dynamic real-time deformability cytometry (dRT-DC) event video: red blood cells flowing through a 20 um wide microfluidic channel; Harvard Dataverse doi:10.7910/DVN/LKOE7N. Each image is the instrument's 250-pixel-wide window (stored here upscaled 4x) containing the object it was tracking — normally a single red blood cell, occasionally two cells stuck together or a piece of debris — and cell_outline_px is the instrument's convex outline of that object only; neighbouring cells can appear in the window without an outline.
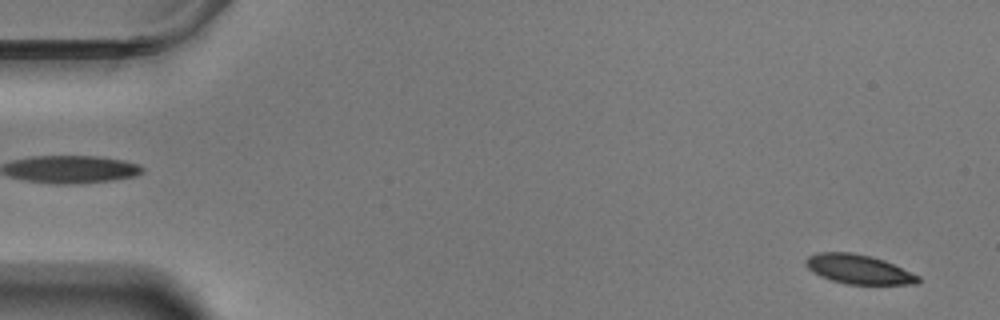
{"species": "Egyptian fruit bat (a non-hibernating species)", "species_latin": "Rousettus aegyptiacus", "temperature_condition": "warm", "stored_images_in_passage": 58, "camera_frame_rate_fps": 3000, "um_per_image_px": 0.085, "animal": {"sex": "male"}, "frame": {"image": 1, "passage_image": 3, "time_ms": 0.667, "image_size_px": [1000, 320], "cell_outline_px": [[920, 284], [848, 284], [832, 280], [820, 276], [812, 272], [804, 264], [804, 260], [808, 256], [816, 252], [852, 252], [872, 256], [884, 260], [920, 276]], "centroid_in_image_um": [72.96, 22.88], "position_along_channel_um": 12.0, "area_um2": 19.31}}
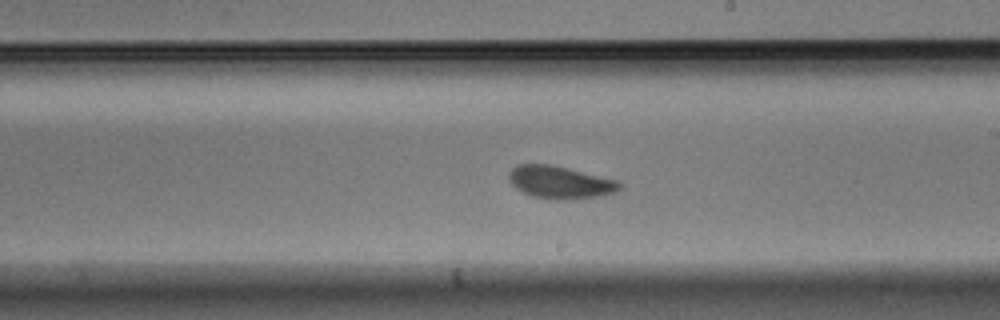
{"frame": {"image": 2, "passage_image": 34, "time_ms": 11.0, "image_size_px": [1000, 320], "cell_outline_px": [[620, 188], [612, 192], [600, 196], [556, 200], [532, 196], [516, 188], [508, 180], [508, 172], [516, 164], [552, 164], [620, 180]], "centroid_in_image_um": [47.58, 15.47], "position_along_channel_um": 241.4, "area_um2": 21.04}}
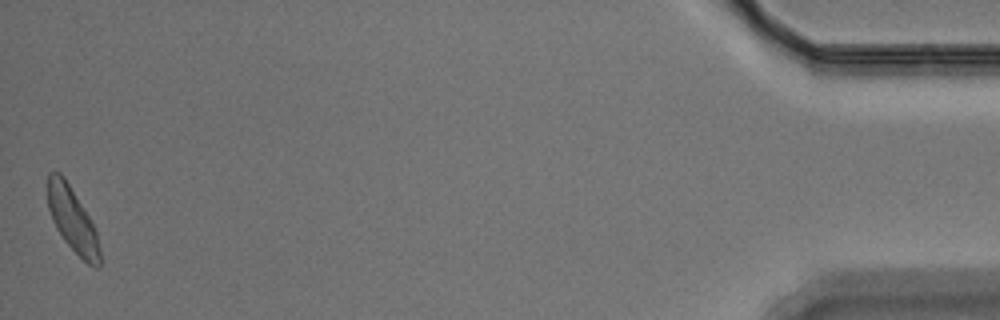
{"frame": {"image": 3, "passage_image": 58, "time_ms": 19.0, "image_size_px": [1000, 320], "cell_outline_px": [[100, 264], [96, 268], [88, 264], [64, 240], [56, 228], [52, 220], [48, 208], [48, 172], [60, 172], [64, 176], [88, 216], [96, 232], [100, 248]], "centroid_in_image_um": [6.14, 18.67], "position_along_channel_um": 429.1, "area_um2": 19.13}, "authors_computed_cell_mechanics": {"area_um2": 20.2589, "velocity_mm_per_s": 3.4823, "shape_relaxation_time_tau1_ms": 3.1224, "shape_relaxation_time_tau2_ms": 1.9786, "deformation_change_tau1": 0.1389, "deformation_change_tau2": 0.077}}